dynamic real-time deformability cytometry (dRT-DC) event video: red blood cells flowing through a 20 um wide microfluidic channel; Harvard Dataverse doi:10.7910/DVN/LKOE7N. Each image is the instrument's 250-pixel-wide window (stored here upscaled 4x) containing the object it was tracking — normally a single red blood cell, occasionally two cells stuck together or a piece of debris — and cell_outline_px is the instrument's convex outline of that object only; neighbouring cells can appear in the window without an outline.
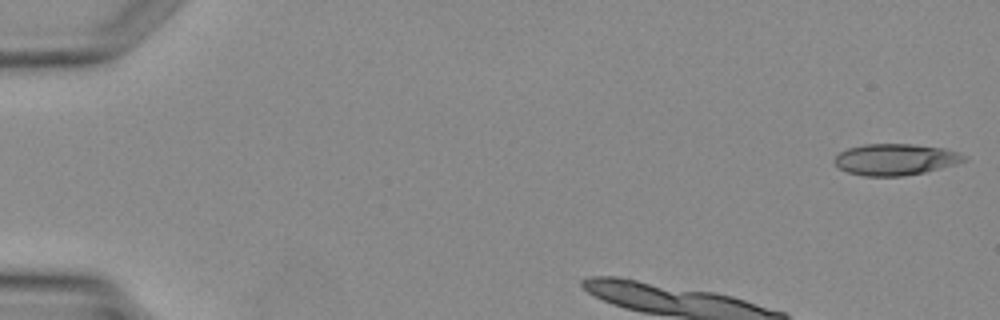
{"species": "Egyptian fruit bat (a non-hibernating species)", "species_latin": "Rousettus aegyptiacus", "temperature_condition": "warm", "stored_images_in_passage": 6, "camera_frame_rate_fps": 3000, "um_per_image_px": 0.085, "animal": {"sex": "female"}, "frame": {"image": 1, "passage_image": 1, "time_ms": 0.0, "image_size_px": [1000, 320], "cell_outline_px": [[964, 160], [956, 164], [924, 172], [904, 176], [864, 176], [848, 172], [840, 168], [832, 160], [840, 152], [848, 148], [864, 144], [912, 144], [944, 148], [956, 152], [964, 156]], "centroid_in_image_um": [76.06, 13.55], "position_along_channel_um": 8.9, "area_um2": 23.47}}
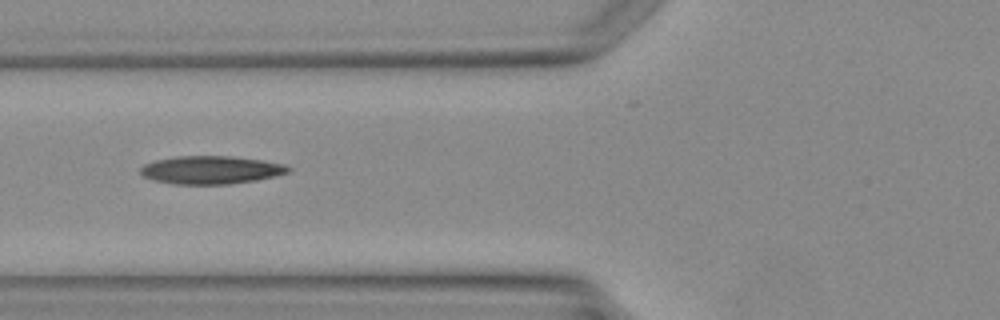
{"frame": {"image": 2, "passage_image": 5, "time_ms": 5.0, "image_size_px": [1000, 320], "cell_outline_px": [[292, 168], [288, 172], [276, 176], [256, 180], [228, 184], [172, 184], [152, 180], [144, 176], [140, 172], [140, 168], [144, 164], [156, 160], [180, 156], [232, 156], [264, 160], [284, 164]], "centroid_in_image_um": [17.94, 14.44], "position_along_channel_um": 107.9, "area_um2": 24.22}}
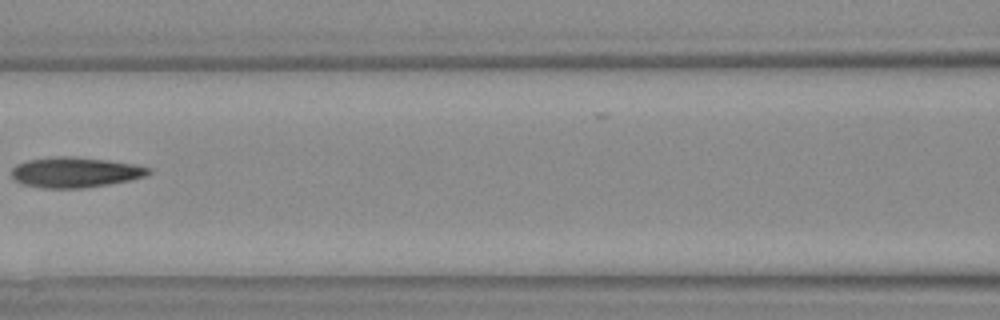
{"frame": {"image": 3, "passage_image": 6, "time_ms": 6.0, "image_size_px": [1000, 320], "cell_outline_px": [[152, 172], [148, 176], [108, 184], [84, 188], [40, 188], [24, 184], [16, 180], [12, 176], [12, 168], [16, 164], [28, 160], [56, 156], [72, 156], [104, 160], [132, 164], [148, 168]], "centroid_in_image_um": [6.36, 14.65], "position_along_channel_um": 160.2, "area_um2": 23.99}}